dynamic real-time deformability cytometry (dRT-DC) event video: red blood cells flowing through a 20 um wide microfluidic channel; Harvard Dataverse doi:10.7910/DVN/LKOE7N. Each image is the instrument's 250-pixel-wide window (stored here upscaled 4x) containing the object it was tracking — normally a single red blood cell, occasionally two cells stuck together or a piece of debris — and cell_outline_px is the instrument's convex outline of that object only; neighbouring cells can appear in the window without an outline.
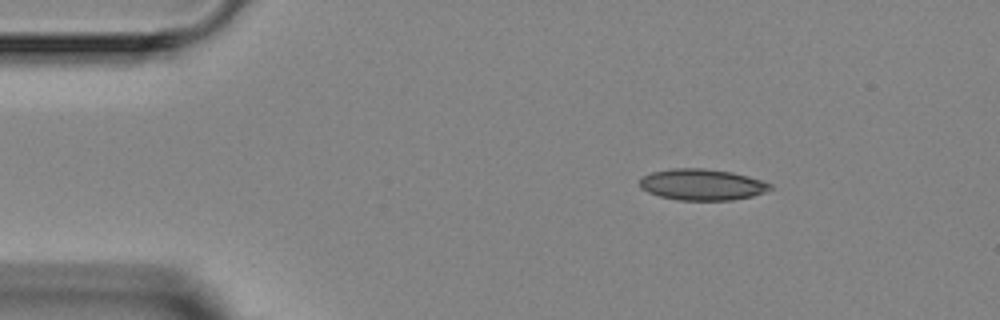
{"species": "Egyptian fruit bat (a non-hibernating species)", "species_latin": "Rousettus aegyptiacus", "temperature_condition": "room temperature", "stored_images_in_passage": 2, "camera_frame_rate_fps": 3000, "um_per_image_px": 0.085, "animal": {"sex": "female"}, "frame": {"image": 1, "passage_image": 1, "time_ms": 0.0, "image_size_px": [1000, 320], "cell_outline_px": [[772, 188], [764, 192], [752, 196], [732, 200], [676, 200], [660, 196], [648, 192], [640, 188], [640, 176], [652, 172], [672, 168], [704, 168], [732, 172], [748, 176], [772, 184]], "centroid_in_image_um": [59.64, 15.68], "position_along_channel_um": 25.4, "area_um2": 23.81}}